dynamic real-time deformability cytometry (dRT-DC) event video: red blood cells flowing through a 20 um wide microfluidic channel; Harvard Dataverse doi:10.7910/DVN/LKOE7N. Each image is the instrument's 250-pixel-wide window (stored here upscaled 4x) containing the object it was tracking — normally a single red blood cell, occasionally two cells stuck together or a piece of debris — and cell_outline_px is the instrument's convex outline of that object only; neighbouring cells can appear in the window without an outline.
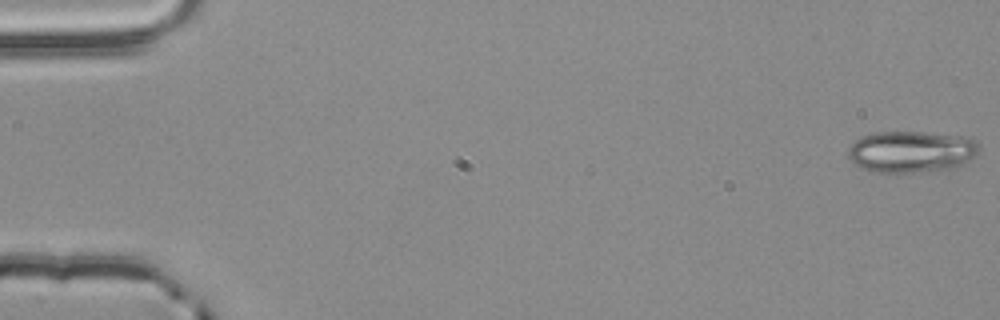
{"species": "common noctule bat (a hibernating species)", "species_latin": "Nyctalus noctula", "temperature_condition": "room temperature", "stored_images_in_passage": 4, "camera_frame_rate_fps": 3000, "um_per_image_px": 0.085, "animal": {"sex": "male", "body_mass_g": 20.4}, "frame": {"image": 1, "passage_image": 1, "time_ms": 0.0, "image_size_px": [1000, 320], "cell_outline_px": [[980, 152], [972, 160], [956, 168], [944, 172], [872, 172], [860, 168], [852, 164], [848, 160], [848, 148], [860, 136], [876, 132], [924, 132], [972, 136], [980, 144]], "centroid_in_image_um": [77.54, 12.91], "position_along_channel_um": 7.5, "area_um2": 33.06}}